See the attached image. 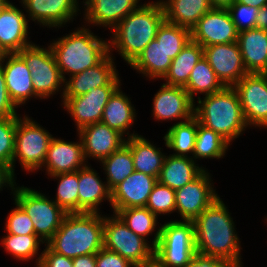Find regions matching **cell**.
<instances>
[{
    "label": "cell",
    "instance_id": "obj_1",
    "mask_svg": "<svg viewBox=\"0 0 267 267\" xmlns=\"http://www.w3.org/2000/svg\"><path fill=\"white\" fill-rule=\"evenodd\" d=\"M197 253L242 265L241 243L225 203L218 197L194 221Z\"/></svg>",
    "mask_w": 267,
    "mask_h": 267
},
{
    "label": "cell",
    "instance_id": "obj_2",
    "mask_svg": "<svg viewBox=\"0 0 267 267\" xmlns=\"http://www.w3.org/2000/svg\"><path fill=\"white\" fill-rule=\"evenodd\" d=\"M165 20L160 0L141 4L113 29L108 41L109 54L115 49L130 65L145 47L155 39L159 26ZM113 49V50H112Z\"/></svg>",
    "mask_w": 267,
    "mask_h": 267
},
{
    "label": "cell",
    "instance_id": "obj_3",
    "mask_svg": "<svg viewBox=\"0 0 267 267\" xmlns=\"http://www.w3.org/2000/svg\"><path fill=\"white\" fill-rule=\"evenodd\" d=\"M82 26L49 45L64 81L65 74L71 77L92 68L109 54V40H103L87 26Z\"/></svg>",
    "mask_w": 267,
    "mask_h": 267
},
{
    "label": "cell",
    "instance_id": "obj_4",
    "mask_svg": "<svg viewBox=\"0 0 267 267\" xmlns=\"http://www.w3.org/2000/svg\"><path fill=\"white\" fill-rule=\"evenodd\" d=\"M104 216L100 213L67 214L46 243L54 252L69 258L96 254L103 248Z\"/></svg>",
    "mask_w": 267,
    "mask_h": 267
},
{
    "label": "cell",
    "instance_id": "obj_5",
    "mask_svg": "<svg viewBox=\"0 0 267 267\" xmlns=\"http://www.w3.org/2000/svg\"><path fill=\"white\" fill-rule=\"evenodd\" d=\"M197 104L194 107V117L201 125L218 133L229 144L249 127L234 87H224L203 99L198 95Z\"/></svg>",
    "mask_w": 267,
    "mask_h": 267
},
{
    "label": "cell",
    "instance_id": "obj_6",
    "mask_svg": "<svg viewBox=\"0 0 267 267\" xmlns=\"http://www.w3.org/2000/svg\"><path fill=\"white\" fill-rule=\"evenodd\" d=\"M160 228L154 262L159 267H185L197 253L194 222L167 221Z\"/></svg>",
    "mask_w": 267,
    "mask_h": 267
},
{
    "label": "cell",
    "instance_id": "obj_7",
    "mask_svg": "<svg viewBox=\"0 0 267 267\" xmlns=\"http://www.w3.org/2000/svg\"><path fill=\"white\" fill-rule=\"evenodd\" d=\"M17 203L29 216L34 225L35 234L45 242L53 237L61 226L67 213L40 191L27 187H15L11 192Z\"/></svg>",
    "mask_w": 267,
    "mask_h": 267
},
{
    "label": "cell",
    "instance_id": "obj_8",
    "mask_svg": "<svg viewBox=\"0 0 267 267\" xmlns=\"http://www.w3.org/2000/svg\"><path fill=\"white\" fill-rule=\"evenodd\" d=\"M147 239L135 234L116 214L104 216L103 247L121 255L135 266L154 262V247Z\"/></svg>",
    "mask_w": 267,
    "mask_h": 267
},
{
    "label": "cell",
    "instance_id": "obj_9",
    "mask_svg": "<svg viewBox=\"0 0 267 267\" xmlns=\"http://www.w3.org/2000/svg\"><path fill=\"white\" fill-rule=\"evenodd\" d=\"M52 138L53 135L33 121L32 117L17 116L13 174L15 175L14 167L17 158L22 170L26 172L33 173V171L42 170Z\"/></svg>",
    "mask_w": 267,
    "mask_h": 267
},
{
    "label": "cell",
    "instance_id": "obj_10",
    "mask_svg": "<svg viewBox=\"0 0 267 267\" xmlns=\"http://www.w3.org/2000/svg\"><path fill=\"white\" fill-rule=\"evenodd\" d=\"M17 54L30 69L34 92L39 99H47L61 90L63 98L65 81L50 46L44 48L33 43Z\"/></svg>",
    "mask_w": 267,
    "mask_h": 267
},
{
    "label": "cell",
    "instance_id": "obj_11",
    "mask_svg": "<svg viewBox=\"0 0 267 267\" xmlns=\"http://www.w3.org/2000/svg\"><path fill=\"white\" fill-rule=\"evenodd\" d=\"M233 87L247 125L267 128V73H248Z\"/></svg>",
    "mask_w": 267,
    "mask_h": 267
},
{
    "label": "cell",
    "instance_id": "obj_12",
    "mask_svg": "<svg viewBox=\"0 0 267 267\" xmlns=\"http://www.w3.org/2000/svg\"><path fill=\"white\" fill-rule=\"evenodd\" d=\"M211 182L206 169L192 182L175 190V212L180 214L181 220L194 221L219 197Z\"/></svg>",
    "mask_w": 267,
    "mask_h": 267
},
{
    "label": "cell",
    "instance_id": "obj_13",
    "mask_svg": "<svg viewBox=\"0 0 267 267\" xmlns=\"http://www.w3.org/2000/svg\"><path fill=\"white\" fill-rule=\"evenodd\" d=\"M120 85H105L89 89L86 94L77 97H63L62 104L76 123L77 131L81 128L101 122L104 107L110 96Z\"/></svg>",
    "mask_w": 267,
    "mask_h": 267
},
{
    "label": "cell",
    "instance_id": "obj_14",
    "mask_svg": "<svg viewBox=\"0 0 267 267\" xmlns=\"http://www.w3.org/2000/svg\"><path fill=\"white\" fill-rule=\"evenodd\" d=\"M238 34L228 9L219 8L205 13L191 30L192 40L202 47L237 42Z\"/></svg>",
    "mask_w": 267,
    "mask_h": 267
},
{
    "label": "cell",
    "instance_id": "obj_15",
    "mask_svg": "<svg viewBox=\"0 0 267 267\" xmlns=\"http://www.w3.org/2000/svg\"><path fill=\"white\" fill-rule=\"evenodd\" d=\"M203 56L225 87H233L248 74L237 42L203 47Z\"/></svg>",
    "mask_w": 267,
    "mask_h": 267
},
{
    "label": "cell",
    "instance_id": "obj_16",
    "mask_svg": "<svg viewBox=\"0 0 267 267\" xmlns=\"http://www.w3.org/2000/svg\"><path fill=\"white\" fill-rule=\"evenodd\" d=\"M27 15L8 1L0 8V52L18 53L33 44L28 38L29 19Z\"/></svg>",
    "mask_w": 267,
    "mask_h": 267
},
{
    "label": "cell",
    "instance_id": "obj_17",
    "mask_svg": "<svg viewBox=\"0 0 267 267\" xmlns=\"http://www.w3.org/2000/svg\"><path fill=\"white\" fill-rule=\"evenodd\" d=\"M195 105L184 87L163 83L153 98V117L158 121L185 122L194 116Z\"/></svg>",
    "mask_w": 267,
    "mask_h": 267
},
{
    "label": "cell",
    "instance_id": "obj_18",
    "mask_svg": "<svg viewBox=\"0 0 267 267\" xmlns=\"http://www.w3.org/2000/svg\"><path fill=\"white\" fill-rule=\"evenodd\" d=\"M79 0H21L27 18L47 26L58 28L73 21L79 9Z\"/></svg>",
    "mask_w": 267,
    "mask_h": 267
},
{
    "label": "cell",
    "instance_id": "obj_19",
    "mask_svg": "<svg viewBox=\"0 0 267 267\" xmlns=\"http://www.w3.org/2000/svg\"><path fill=\"white\" fill-rule=\"evenodd\" d=\"M112 53L108 54L99 64L75 74L64 82L63 97H77L89 92L91 88L105 85H121L118 70Z\"/></svg>",
    "mask_w": 267,
    "mask_h": 267
},
{
    "label": "cell",
    "instance_id": "obj_20",
    "mask_svg": "<svg viewBox=\"0 0 267 267\" xmlns=\"http://www.w3.org/2000/svg\"><path fill=\"white\" fill-rule=\"evenodd\" d=\"M77 133L83 144V153L86 162H88V158H93L99 162L109 157L116 150H119L127 139L103 122L87 125Z\"/></svg>",
    "mask_w": 267,
    "mask_h": 267
},
{
    "label": "cell",
    "instance_id": "obj_21",
    "mask_svg": "<svg viewBox=\"0 0 267 267\" xmlns=\"http://www.w3.org/2000/svg\"><path fill=\"white\" fill-rule=\"evenodd\" d=\"M0 64L9 97L17 108L26 104L30 98H39L34 92L30 69L17 53L3 54Z\"/></svg>",
    "mask_w": 267,
    "mask_h": 267
},
{
    "label": "cell",
    "instance_id": "obj_22",
    "mask_svg": "<svg viewBox=\"0 0 267 267\" xmlns=\"http://www.w3.org/2000/svg\"><path fill=\"white\" fill-rule=\"evenodd\" d=\"M156 177L134 171L111 191V208L113 213L120 209L145 207Z\"/></svg>",
    "mask_w": 267,
    "mask_h": 267
},
{
    "label": "cell",
    "instance_id": "obj_23",
    "mask_svg": "<svg viewBox=\"0 0 267 267\" xmlns=\"http://www.w3.org/2000/svg\"><path fill=\"white\" fill-rule=\"evenodd\" d=\"M78 137V142H67L61 138H52L46 160L42 166L49 176L76 172L88 164L84 157L81 138L79 135Z\"/></svg>",
    "mask_w": 267,
    "mask_h": 267
},
{
    "label": "cell",
    "instance_id": "obj_24",
    "mask_svg": "<svg viewBox=\"0 0 267 267\" xmlns=\"http://www.w3.org/2000/svg\"><path fill=\"white\" fill-rule=\"evenodd\" d=\"M140 0H83L84 23L111 30L129 13L137 9ZM138 4V5H137Z\"/></svg>",
    "mask_w": 267,
    "mask_h": 267
},
{
    "label": "cell",
    "instance_id": "obj_25",
    "mask_svg": "<svg viewBox=\"0 0 267 267\" xmlns=\"http://www.w3.org/2000/svg\"><path fill=\"white\" fill-rule=\"evenodd\" d=\"M78 181V213H101L98 207L105 200L111 205V191L91 166L78 170Z\"/></svg>",
    "mask_w": 267,
    "mask_h": 267
},
{
    "label": "cell",
    "instance_id": "obj_26",
    "mask_svg": "<svg viewBox=\"0 0 267 267\" xmlns=\"http://www.w3.org/2000/svg\"><path fill=\"white\" fill-rule=\"evenodd\" d=\"M237 43L248 73H267V30L239 32Z\"/></svg>",
    "mask_w": 267,
    "mask_h": 267
},
{
    "label": "cell",
    "instance_id": "obj_27",
    "mask_svg": "<svg viewBox=\"0 0 267 267\" xmlns=\"http://www.w3.org/2000/svg\"><path fill=\"white\" fill-rule=\"evenodd\" d=\"M136 109L132 106L130 97L128 98L125 93L121 90V85L113 92L110 96L106 106L101 122L106 124L111 129H114L121 133L123 136L126 135L127 139L139 134H130V127L132 128L136 120Z\"/></svg>",
    "mask_w": 267,
    "mask_h": 267
},
{
    "label": "cell",
    "instance_id": "obj_28",
    "mask_svg": "<svg viewBox=\"0 0 267 267\" xmlns=\"http://www.w3.org/2000/svg\"><path fill=\"white\" fill-rule=\"evenodd\" d=\"M206 168L199 167L191 157H165L158 182L171 189H179L196 179Z\"/></svg>",
    "mask_w": 267,
    "mask_h": 267
},
{
    "label": "cell",
    "instance_id": "obj_29",
    "mask_svg": "<svg viewBox=\"0 0 267 267\" xmlns=\"http://www.w3.org/2000/svg\"><path fill=\"white\" fill-rule=\"evenodd\" d=\"M125 144L131 149L135 171L158 179L166 157L161 148L141 135L126 139Z\"/></svg>",
    "mask_w": 267,
    "mask_h": 267
},
{
    "label": "cell",
    "instance_id": "obj_30",
    "mask_svg": "<svg viewBox=\"0 0 267 267\" xmlns=\"http://www.w3.org/2000/svg\"><path fill=\"white\" fill-rule=\"evenodd\" d=\"M165 20L190 30L212 9L209 0H160Z\"/></svg>",
    "mask_w": 267,
    "mask_h": 267
},
{
    "label": "cell",
    "instance_id": "obj_31",
    "mask_svg": "<svg viewBox=\"0 0 267 267\" xmlns=\"http://www.w3.org/2000/svg\"><path fill=\"white\" fill-rule=\"evenodd\" d=\"M172 59L161 43L153 39L130 64V67L150 79H163L168 73Z\"/></svg>",
    "mask_w": 267,
    "mask_h": 267
},
{
    "label": "cell",
    "instance_id": "obj_32",
    "mask_svg": "<svg viewBox=\"0 0 267 267\" xmlns=\"http://www.w3.org/2000/svg\"><path fill=\"white\" fill-rule=\"evenodd\" d=\"M203 57V47L192 39L172 60L168 73L162 80L167 85L184 87L189 79L192 69Z\"/></svg>",
    "mask_w": 267,
    "mask_h": 267
},
{
    "label": "cell",
    "instance_id": "obj_33",
    "mask_svg": "<svg viewBox=\"0 0 267 267\" xmlns=\"http://www.w3.org/2000/svg\"><path fill=\"white\" fill-rule=\"evenodd\" d=\"M197 130L198 120L194 116L185 122L174 123L163 137L165 146L175 152L171 155L193 158Z\"/></svg>",
    "mask_w": 267,
    "mask_h": 267
},
{
    "label": "cell",
    "instance_id": "obj_34",
    "mask_svg": "<svg viewBox=\"0 0 267 267\" xmlns=\"http://www.w3.org/2000/svg\"><path fill=\"white\" fill-rule=\"evenodd\" d=\"M116 214L123 220L127 227L132 230L135 234L146 239L151 235L155 229L157 231L154 233V238L151 245L155 247L160 237V227H156L158 222V217L152 213L146 207L137 208H126L120 209Z\"/></svg>",
    "mask_w": 267,
    "mask_h": 267
},
{
    "label": "cell",
    "instance_id": "obj_35",
    "mask_svg": "<svg viewBox=\"0 0 267 267\" xmlns=\"http://www.w3.org/2000/svg\"><path fill=\"white\" fill-rule=\"evenodd\" d=\"M106 174V184L110 191L123 182L135 169L131 149L124 144L109 157L100 161Z\"/></svg>",
    "mask_w": 267,
    "mask_h": 267
},
{
    "label": "cell",
    "instance_id": "obj_36",
    "mask_svg": "<svg viewBox=\"0 0 267 267\" xmlns=\"http://www.w3.org/2000/svg\"><path fill=\"white\" fill-rule=\"evenodd\" d=\"M225 86L216 76V73L204 58L197 62L189 76L187 84L184 86L190 98L195 101L194 94L204 96L222 90Z\"/></svg>",
    "mask_w": 267,
    "mask_h": 267
},
{
    "label": "cell",
    "instance_id": "obj_37",
    "mask_svg": "<svg viewBox=\"0 0 267 267\" xmlns=\"http://www.w3.org/2000/svg\"><path fill=\"white\" fill-rule=\"evenodd\" d=\"M229 144L215 131L206 128L198 122V130L195 139V148L193 152V160L196 159H222Z\"/></svg>",
    "mask_w": 267,
    "mask_h": 267
},
{
    "label": "cell",
    "instance_id": "obj_38",
    "mask_svg": "<svg viewBox=\"0 0 267 267\" xmlns=\"http://www.w3.org/2000/svg\"><path fill=\"white\" fill-rule=\"evenodd\" d=\"M155 39L173 60L192 39L191 30L164 20L158 28Z\"/></svg>",
    "mask_w": 267,
    "mask_h": 267
},
{
    "label": "cell",
    "instance_id": "obj_39",
    "mask_svg": "<svg viewBox=\"0 0 267 267\" xmlns=\"http://www.w3.org/2000/svg\"><path fill=\"white\" fill-rule=\"evenodd\" d=\"M2 247L6 253L16 260L29 261L38 254L40 244H44L36 234L14 235L8 234L2 237Z\"/></svg>",
    "mask_w": 267,
    "mask_h": 267
},
{
    "label": "cell",
    "instance_id": "obj_40",
    "mask_svg": "<svg viewBox=\"0 0 267 267\" xmlns=\"http://www.w3.org/2000/svg\"><path fill=\"white\" fill-rule=\"evenodd\" d=\"M50 177L59 180L54 200L57 205L67 214L78 213V170L76 172L61 173Z\"/></svg>",
    "mask_w": 267,
    "mask_h": 267
},
{
    "label": "cell",
    "instance_id": "obj_41",
    "mask_svg": "<svg viewBox=\"0 0 267 267\" xmlns=\"http://www.w3.org/2000/svg\"><path fill=\"white\" fill-rule=\"evenodd\" d=\"M145 207L157 217L161 214L169 215L172 212L174 213L176 207L175 190L157 182L149 195Z\"/></svg>",
    "mask_w": 267,
    "mask_h": 267
},
{
    "label": "cell",
    "instance_id": "obj_42",
    "mask_svg": "<svg viewBox=\"0 0 267 267\" xmlns=\"http://www.w3.org/2000/svg\"><path fill=\"white\" fill-rule=\"evenodd\" d=\"M17 117L0 118V162L13 172Z\"/></svg>",
    "mask_w": 267,
    "mask_h": 267
},
{
    "label": "cell",
    "instance_id": "obj_43",
    "mask_svg": "<svg viewBox=\"0 0 267 267\" xmlns=\"http://www.w3.org/2000/svg\"><path fill=\"white\" fill-rule=\"evenodd\" d=\"M14 204L16 208L8 213L5 222V232L14 235L35 234L34 225L30 216L17 203Z\"/></svg>",
    "mask_w": 267,
    "mask_h": 267
},
{
    "label": "cell",
    "instance_id": "obj_44",
    "mask_svg": "<svg viewBox=\"0 0 267 267\" xmlns=\"http://www.w3.org/2000/svg\"><path fill=\"white\" fill-rule=\"evenodd\" d=\"M227 9L238 32L256 28L258 8L241 3H233Z\"/></svg>",
    "mask_w": 267,
    "mask_h": 267
},
{
    "label": "cell",
    "instance_id": "obj_45",
    "mask_svg": "<svg viewBox=\"0 0 267 267\" xmlns=\"http://www.w3.org/2000/svg\"><path fill=\"white\" fill-rule=\"evenodd\" d=\"M45 249L35 258L36 267H73L72 258L54 252L47 244Z\"/></svg>",
    "mask_w": 267,
    "mask_h": 267
},
{
    "label": "cell",
    "instance_id": "obj_46",
    "mask_svg": "<svg viewBox=\"0 0 267 267\" xmlns=\"http://www.w3.org/2000/svg\"><path fill=\"white\" fill-rule=\"evenodd\" d=\"M96 267H135V265L118 253L103 247L96 253Z\"/></svg>",
    "mask_w": 267,
    "mask_h": 267
},
{
    "label": "cell",
    "instance_id": "obj_47",
    "mask_svg": "<svg viewBox=\"0 0 267 267\" xmlns=\"http://www.w3.org/2000/svg\"><path fill=\"white\" fill-rule=\"evenodd\" d=\"M16 109L17 107L9 97L4 72L0 64V118L19 116Z\"/></svg>",
    "mask_w": 267,
    "mask_h": 267
},
{
    "label": "cell",
    "instance_id": "obj_48",
    "mask_svg": "<svg viewBox=\"0 0 267 267\" xmlns=\"http://www.w3.org/2000/svg\"><path fill=\"white\" fill-rule=\"evenodd\" d=\"M235 264L229 260L196 253L185 267H234Z\"/></svg>",
    "mask_w": 267,
    "mask_h": 267
},
{
    "label": "cell",
    "instance_id": "obj_49",
    "mask_svg": "<svg viewBox=\"0 0 267 267\" xmlns=\"http://www.w3.org/2000/svg\"><path fill=\"white\" fill-rule=\"evenodd\" d=\"M14 178L15 175L11 168L0 162V191L3 190V187H9L13 191L15 186H17Z\"/></svg>",
    "mask_w": 267,
    "mask_h": 267
},
{
    "label": "cell",
    "instance_id": "obj_50",
    "mask_svg": "<svg viewBox=\"0 0 267 267\" xmlns=\"http://www.w3.org/2000/svg\"><path fill=\"white\" fill-rule=\"evenodd\" d=\"M72 261L73 267H96V254L78 256Z\"/></svg>",
    "mask_w": 267,
    "mask_h": 267
},
{
    "label": "cell",
    "instance_id": "obj_51",
    "mask_svg": "<svg viewBox=\"0 0 267 267\" xmlns=\"http://www.w3.org/2000/svg\"><path fill=\"white\" fill-rule=\"evenodd\" d=\"M256 28L267 30V5H264L257 12Z\"/></svg>",
    "mask_w": 267,
    "mask_h": 267
},
{
    "label": "cell",
    "instance_id": "obj_52",
    "mask_svg": "<svg viewBox=\"0 0 267 267\" xmlns=\"http://www.w3.org/2000/svg\"><path fill=\"white\" fill-rule=\"evenodd\" d=\"M212 8L227 9L235 0H209Z\"/></svg>",
    "mask_w": 267,
    "mask_h": 267
},
{
    "label": "cell",
    "instance_id": "obj_53",
    "mask_svg": "<svg viewBox=\"0 0 267 267\" xmlns=\"http://www.w3.org/2000/svg\"><path fill=\"white\" fill-rule=\"evenodd\" d=\"M234 3L250 5V6L260 9L264 5H267V0H235Z\"/></svg>",
    "mask_w": 267,
    "mask_h": 267
},
{
    "label": "cell",
    "instance_id": "obj_54",
    "mask_svg": "<svg viewBox=\"0 0 267 267\" xmlns=\"http://www.w3.org/2000/svg\"><path fill=\"white\" fill-rule=\"evenodd\" d=\"M135 267H159L155 262L149 264V265H144V266H135Z\"/></svg>",
    "mask_w": 267,
    "mask_h": 267
},
{
    "label": "cell",
    "instance_id": "obj_55",
    "mask_svg": "<svg viewBox=\"0 0 267 267\" xmlns=\"http://www.w3.org/2000/svg\"><path fill=\"white\" fill-rule=\"evenodd\" d=\"M9 0H0V8L6 4Z\"/></svg>",
    "mask_w": 267,
    "mask_h": 267
},
{
    "label": "cell",
    "instance_id": "obj_56",
    "mask_svg": "<svg viewBox=\"0 0 267 267\" xmlns=\"http://www.w3.org/2000/svg\"><path fill=\"white\" fill-rule=\"evenodd\" d=\"M234 267H243V265H235Z\"/></svg>",
    "mask_w": 267,
    "mask_h": 267
}]
</instances>
